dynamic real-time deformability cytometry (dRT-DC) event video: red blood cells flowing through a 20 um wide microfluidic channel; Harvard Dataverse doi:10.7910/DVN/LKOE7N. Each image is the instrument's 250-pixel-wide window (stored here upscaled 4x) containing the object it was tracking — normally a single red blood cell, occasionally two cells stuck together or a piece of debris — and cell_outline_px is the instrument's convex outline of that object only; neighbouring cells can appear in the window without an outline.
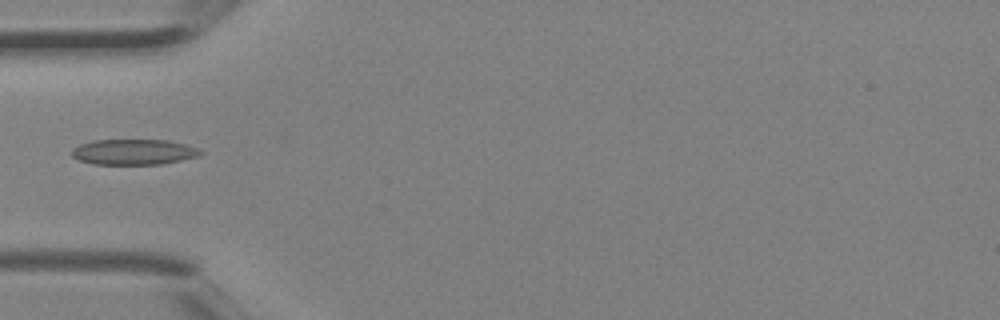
{"species": "Egyptian fruit bat (a non-hibernating species)", "species_latin": "Rousettus aegyptiacus", "temperature_condition": "room temperature", "stored_images_in_passage": 4, "camera_frame_rate_fps": 3000, "um_per_image_px": 0.085, "animal": {"sex": "female"}, "frame": {"image": 1, "passage_image": 4, "time_ms": 1.0, "image_size_px": [1000, 320], "cell_outline_px": [[204, 152], [200, 156], [160, 164], [92, 164], [80, 160], [72, 156], [72, 148], [80, 144], [92, 140], [168, 140], [200, 148]], "centroid_in_image_um": [11.38, 12.91], "position_along_channel_um": 73.6, "area_um2": 19.19}}